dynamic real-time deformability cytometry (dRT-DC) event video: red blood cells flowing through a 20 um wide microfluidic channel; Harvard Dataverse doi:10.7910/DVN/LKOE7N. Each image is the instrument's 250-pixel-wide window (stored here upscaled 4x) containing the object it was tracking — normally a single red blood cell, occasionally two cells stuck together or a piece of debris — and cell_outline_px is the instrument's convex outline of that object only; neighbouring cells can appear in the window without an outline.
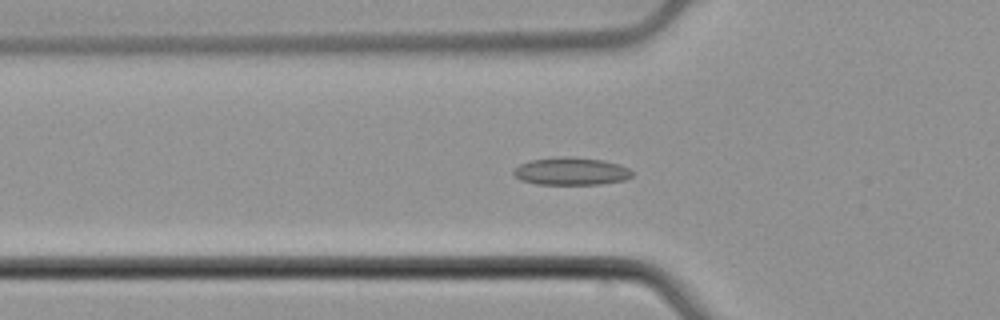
{"species": "common noctule bat (a hibernating species)", "species_latin": "Nyctalus noctula", "temperature_condition": "cold", "stored_images_in_passage": 34, "camera_frame_rate_fps": 3000, "um_per_image_px": 0.085, "animal": {"sex": "male", "body_mass_g": 21.5, "forearm_length_mm": 52.0}, "frame": {"image": 1, "passage_image": 7, "time_ms": 2.0, "image_size_px": [1000, 320], "cell_outline_px": [[632, 176], [624, 180], [600, 184], [536, 184], [520, 180], [512, 172], [520, 164], [532, 160], [564, 156], [572, 156], [604, 160], [620, 164], [628, 168], [632, 172]], "centroid_in_image_um": [48.56, 14.55], "position_along_channel_um": 77.2, "area_um2": 19.07}}
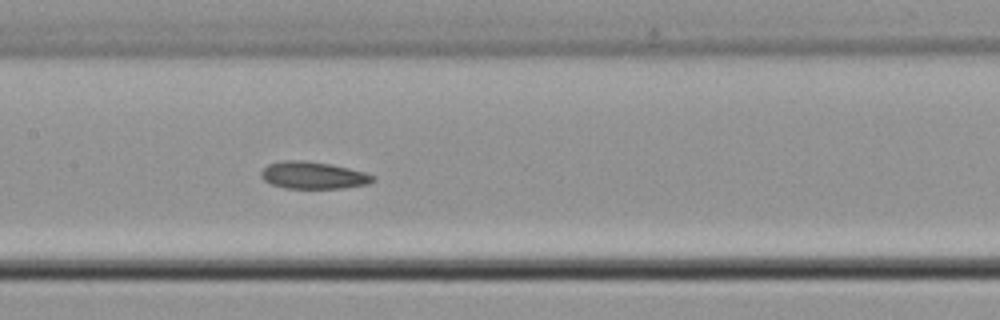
{"frame": {"image": 2, "passage_image": 15, "time_ms": 4.667, "image_size_px": [1000, 320], "cell_outline_px": [[376, 180], [368, 184], [344, 188], [284, 188], [272, 184], [264, 180], [260, 176], [260, 172], [268, 164], [284, 160], [300, 160], [332, 164], [364, 172], [376, 176]], "centroid_in_image_um": [26.64, 14.9], "position_along_channel_um": 180.8, "area_um2": 17.74}}
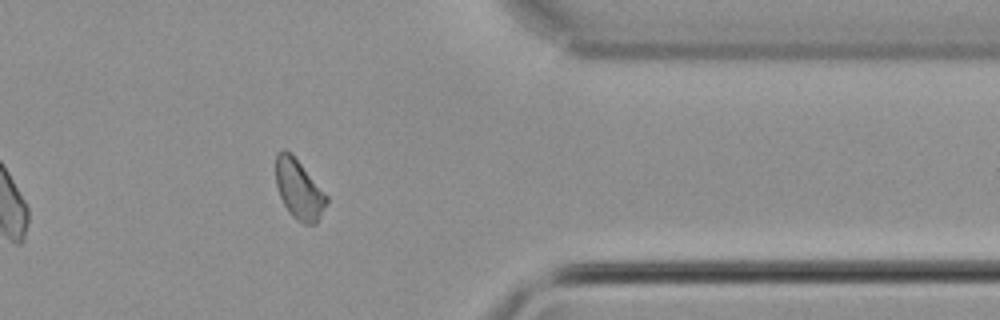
{"frame": {"image": 3, "passage_image": 32, "time_ms": 10.333, "image_size_px": [1000, 320], "cell_outline_px": [[328, 200], [316, 224], [304, 224], [296, 220], [288, 212], [280, 196], [276, 184], [276, 156], [284, 148], [300, 164], [328, 196]], "centroid_in_image_um": [25.41, 16.15], "position_along_channel_um": 386.0, "area_um2": 17.17}, "authors_computed_cell_mechanics": {"area_um2": 17.8891, "velocity_mm_per_s": 3.8913, "shape_relaxation_time_tau1_ms": null, "shape_relaxation_time_tau2_ms": 8.5345, "deformation_change_tau1": null, "deformation_change_tau2": 0.155}}